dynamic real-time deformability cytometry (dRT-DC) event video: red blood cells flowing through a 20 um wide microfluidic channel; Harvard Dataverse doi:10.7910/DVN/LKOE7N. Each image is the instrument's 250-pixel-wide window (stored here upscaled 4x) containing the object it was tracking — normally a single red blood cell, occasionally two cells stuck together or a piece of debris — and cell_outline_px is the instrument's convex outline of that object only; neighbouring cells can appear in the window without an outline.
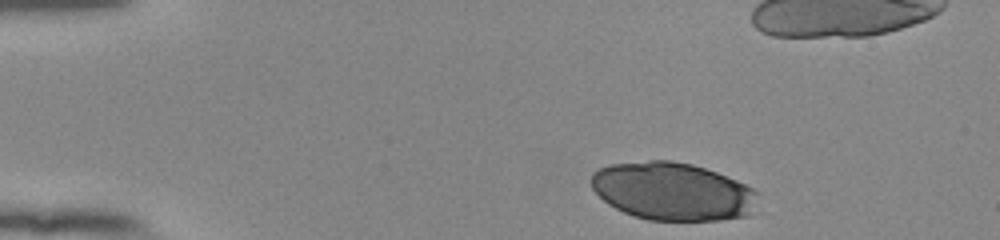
{"species": "human", "species_latin": "Homo sapiens", "temperature_condition": "room temperature", "stored_images_in_passage": 37, "camera_frame_rate_fps": 3000, "um_per_image_px": 0.085, "donor": {"sex": "female"}, "frame": {"image": 1, "passage_image": 1, "time_ms": 0.0, "image_size_px": [1000, 240], "cell_outline_px": [[760, 192], [748, 216], [720, 220], [648, 220], [632, 216], [608, 204], [592, 188], [592, 172], [600, 168], [612, 164], [652, 160], [668, 160], [692, 164], [716, 172], [736, 180]], "centroid_in_image_um": [57.17, 16.27], "position_along_channel_um": 27.8, "area_um2": 56.07}}